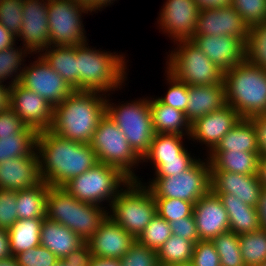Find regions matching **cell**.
Masks as SVG:
<instances>
[{
    "label": "cell",
    "mask_w": 266,
    "mask_h": 266,
    "mask_svg": "<svg viewBox=\"0 0 266 266\" xmlns=\"http://www.w3.org/2000/svg\"><path fill=\"white\" fill-rule=\"evenodd\" d=\"M36 152L41 181L54 187H63L99 163L90 144L65 139L50 130L37 133Z\"/></svg>",
    "instance_id": "1"
},
{
    "label": "cell",
    "mask_w": 266,
    "mask_h": 266,
    "mask_svg": "<svg viewBox=\"0 0 266 266\" xmlns=\"http://www.w3.org/2000/svg\"><path fill=\"white\" fill-rule=\"evenodd\" d=\"M106 98L103 92L74 90L54 108L49 130L65 139L90 144L106 113Z\"/></svg>",
    "instance_id": "2"
},
{
    "label": "cell",
    "mask_w": 266,
    "mask_h": 266,
    "mask_svg": "<svg viewBox=\"0 0 266 266\" xmlns=\"http://www.w3.org/2000/svg\"><path fill=\"white\" fill-rule=\"evenodd\" d=\"M76 58L79 90L114 94L128 85L130 60L122 51L97 49L88 41L76 45Z\"/></svg>",
    "instance_id": "3"
},
{
    "label": "cell",
    "mask_w": 266,
    "mask_h": 266,
    "mask_svg": "<svg viewBox=\"0 0 266 266\" xmlns=\"http://www.w3.org/2000/svg\"><path fill=\"white\" fill-rule=\"evenodd\" d=\"M225 102L241 119L266 114V70L244 60L223 73Z\"/></svg>",
    "instance_id": "4"
},
{
    "label": "cell",
    "mask_w": 266,
    "mask_h": 266,
    "mask_svg": "<svg viewBox=\"0 0 266 266\" xmlns=\"http://www.w3.org/2000/svg\"><path fill=\"white\" fill-rule=\"evenodd\" d=\"M46 217L77 234L85 243L108 216V209L81 202L63 187L50 186L46 196Z\"/></svg>",
    "instance_id": "5"
},
{
    "label": "cell",
    "mask_w": 266,
    "mask_h": 266,
    "mask_svg": "<svg viewBox=\"0 0 266 266\" xmlns=\"http://www.w3.org/2000/svg\"><path fill=\"white\" fill-rule=\"evenodd\" d=\"M107 94L106 114L125 135L130 146L142 158L149 150L155 134L149 106V96L116 101ZM114 100V101H113Z\"/></svg>",
    "instance_id": "6"
},
{
    "label": "cell",
    "mask_w": 266,
    "mask_h": 266,
    "mask_svg": "<svg viewBox=\"0 0 266 266\" xmlns=\"http://www.w3.org/2000/svg\"><path fill=\"white\" fill-rule=\"evenodd\" d=\"M156 214L153 195L143 182L137 180H130L108 208V216L135 239Z\"/></svg>",
    "instance_id": "7"
},
{
    "label": "cell",
    "mask_w": 266,
    "mask_h": 266,
    "mask_svg": "<svg viewBox=\"0 0 266 266\" xmlns=\"http://www.w3.org/2000/svg\"><path fill=\"white\" fill-rule=\"evenodd\" d=\"M99 163L119 169L130 180L140 178L138 170L143 169L142 158L133 150L115 122L105 113L100 119L92 141Z\"/></svg>",
    "instance_id": "8"
},
{
    "label": "cell",
    "mask_w": 266,
    "mask_h": 266,
    "mask_svg": "<svg viewBox=\"0 0 266 266\" xmlns=\"http://www.w3.org/2000/svg\"><path fill=\"white\" fill-rule=\"evenodd\" d=\"M172 47L164 57V68L175 78L189 86L224 84L223 72L191 39L174 41Z\"/></svg>",
    "instance_id": "9"
},
{
    "label": "cell",
    "mask_w": 266,
    "mask_h": 266,
    "mask_svg": "<svg viewBox=\"0 0 266 266\" xmlns=\"http://www.w3.org/2000/svg\"><path fill=\"white\" fill-rule=\"evenodd\" d=\"M136 180L143 182L154 198L182 199L195 204L211 190V165L203 155L180 174L151 177L148 182L143 178Z\"/></svg>",
    "instance_id": "10"
},
{
    "label": "cell",
    "mask_w": 266,
    "mask_h": 266,
    "mask_svg": "<svg viewBox=\"0 0 266 266\" xmlns=\"http://www.w3.org/2000/svg\"><path fill=\"white\" fill-rule=\"evenodd\" d=\"M129 181L130 179L119 169L97 163L93 168L71 179L63 188L81 202L108 209Z\"/></svg>",
    "instance_id": "11"
},
{
    "label": "cell",
    "mask_w": 266,
    "mask_h": 266,
    "mask_svg": "<svg viewBox=\"0 0 266 266\" xmlns=\"http://www.w3.org/2000/svg\"><path fill=\"white\" fill-rule=\"evenodd\" d=\"M92 13L87 5L74 0H49L50 46H74L90 41L83 20L85 15Z\"/></svg>",
    "instance_id": "12"
},
{
    "label": "cell",
    "mask_w": 266,
    "mask_h": 266,
    "mask_svg": "<svg viewBox=\"0 0 266 266\" xmlns=\"http://www.w3.org/2000/svg\"><path fill=\"white\" fill-rule=\"evenodd\" d=\"M36 56V57H35ZM21 73L19 84L36 92L54 108L62 103L74 89L55 72L40 54H32Z\"/></svg>",
    "instance_id": "13"
},
{
    "label": "cell",
    "mask_w": 266,
    "mask_h": 266,
    "mask_svg": "<svg viewBox=\"0 0 266 266\" xmlns=\"http://www.w3.org/2000/svg\"><path fill=\"white\" fill-rule=\"evenodd\" d=\"M163 3L155 22L159 32L169 37L171 43L191 39L200 10L195 0H165Z\"/></svg>",
    "instance_id": "14"
},
{
    "label": "cell",
    "mask_w": 266,
    "mask_h": 266,
    "mask_svg": "<svg viewBox=\"0 0 266 266\" xmlns=\"http://www.w3.org/2000/svg\"><path fill=\"white\" fill-rule=\"evenodd\" d=\"M240 119L241 116L226 104L219 110L206 114L191 124L190 143L195 144L193 147L200 144V148L205 150L202 153L207 156Z\"/></svg>",
    "instance_id": "15"
},
{
    "label": "cell",
    "mask_w": 266,
    "mask_h": 266,
    "mask_svg": "<svg viewBox=\"0 0 266 266\" xmlns=\"http://www.w3.org/2000/svg\"><path fill=\"white\" fill-rule=\"evenodd\" d=\"M250 27L231 5L201 8L194 36H233L246 43Z\"/></svg>",
    "instance_id": "16"
},
{
    "label": "cell",
    "mask_w": 266,
    "mask_h": 266,
    "mask_svg": "<svg viewBox=\"0 0 266 266\" xmlns=\"http://www.w3.org/2000/svg\"><path fill=\"white\" fill-rule=\"evenodd\" d=\"M49 0H24L22 26L17 38L31 54L50 46L47 4ZM19 39V40H18Z\"/></svg>",
    "instance_id": "17"
},
{
    "label": "cell",
    "mask_w": 266,
    "mask_h": 266,
    "mask_svg": "<svg viewBox=\"0 0 266 266\" xmlns=\"http://www.w3.org/2000/svg\"><path fill=\"white\" fill-rule=\"evenodd\" d=\"M10 108L27 127L37 133L49 130L53 122L54 107L36 92L19 83L10 87Z\"/></svg>",
    "instance_id": "18"
},
{
    "label": "cell",
    "mask_w": 266,
    "mask_h": 266,
    "mask_svg": "<svg viewBox=\"0 0 266 266\" xmlns=\"http://www.w3.org/2000/svg\"><path fill=\"white\" fill-rule=\"evenodd\" d=\"M136 239L109 216L85 243V253L100 258L121 259Z\"/></svg>",
    "instance_id": "19"
},
{
    "label": "cell",
    "mask_w": 266,
    "mask_h": 266,
    "mask_svg": "<svg viewBox=\"0 0 266 266\" xmlns=\"http://www.w3.org/2000/svg\"><path fill=\"white\" fill-rule=\"evenodd\" d=\"M191 40L223 73L245 60V43L236 37L205 35Z\"/></svg>",
    "instance_id": "20"
},
{
    "label": "cell",
    "mask_w": 266,
    "mask_h": 266,
    "mask_svg": "<svg viewBox=\"0 0 266 266\" xmlns=\"http://www.w3.org/2000/svg\"><path fill=\"white\" fill-rule=\"evenodd\" d=\"M193 216L200 240H212L230 231L227 211L211 190L194 204Z\"/></svg>",
    "instance_id": "21"
},
{
    "label": "cell",
    "mask_w": 266,
    "mask_h": 266,
    "mask_svg": "<svg viewBox=\"0 0 266 266\" xmlns=\"http://www.w3.org/2000/svg\"><path fill=\"white\" fill-rule=\"evenodd\" d=\"M262 189L258 175L211 171V191L214 194H232L245 204L257 207Z\"/></svg>",
    "instance_id": "22"
},
{
    "label": "cell",
    "mask_w": 266,
    "mask_h": 266,
    "mask_svg": "<svg viewBox=\"0 0 266 266\" xmlns=\"http://www.w3.org/2000/svg\"><path fill=\"white\" fill-rule=\"evenodd\" d=\"M40 245L46 247L60 260L78 257L85 253V242L68 227L44 218Z\"/></svg>",
    "instance_id": "23"
},
{
    "label": "cell",
    "mask_w": 266,
    "mask_h": 266,
    "mask_svg": "<svg viewBox=\"0 0 266 266\" xmlns=\"http://www.w3.org/2000/svg\"><path fill=\"white\" fill-rule=\"evenodd\" d=\"M40 182L37 152L0 163V189L20 191L32 188Z\"/></svg>",
    "instance_id": "24"
},
{
    "label": "cell",
    "mask_w": 266,
    "mask_h": 266,
    "mask_svg": "<svg viewBox=\"0 0 266 266\" xmlns=\"http://www.w3.org/2000/svg\"><path fill=\"white\" fill-rule=\"evenodd\" d=\"M185 115L190 124L226 105L224 84L192 85L188 89Z\"/></svg>",
    "instance_id": "25"
},
{
    "label": "cell",
    "mask_w": 266,
    "mask_h": 266,
    "mask_svg": "<svg viewBox=\"0 0 266 266\" xmlns=\"http://www.w3.org/2000/svg\"><path fill=\"white\" fill-rule=\"evenodd\" d=\"M188 141L189 136L155 133L148 152L142 157V164L164 163V160L171 159H198L197 154L189 151L192 148H188Z\"/></svg>",
    "instance_id": "26"
},
{
    "label": "cell",
    "mask_w": 266,
    "mask_h": 266,
    "mask_svg": "<svg viewBox=\"0 0 266 266\" xmlns=\"http://www.w3.org/2000/svg\"><path fill=\"white\" fill-rule=\"evenodd\" d=\"M225 207L229 229L235 234L242 235L261 229L257 207L245 204L232 194H215Z\"/></svg>",
    "instance_id": "27"
},
{
    "label": "cell",
    "mask_w": 266,
    "mask_h": 266,
    "mask_svg": "<svg viewBox=\"0 0 266 266\" xmlns=\"http://www.w3.org/2000/svg\"><path fill=\"white\" fill-rule=\"evenodd\" d=\"M149 106L155 133L190 136L191 124L184 112L161 103L155 95H149Z\"/></svg>",
    "instance_id": "28"
},
{
    "label": "cell",
    "mask_w": 266,
    "mask_h": 266,
    "mask_svg": "<svg viewBox=\"0 0 266 266\" xmlns=\"http://www.w3.org/2000/svg\"><path fill=\"white\" fill-rule=\"evenodd\" d=\"M211 171H227L242 175H258L259 153L210 152L207 156Z\"/></svg>",
    "instance_id": "29"
},
{
    "label": "cell",
    "mask_w": 266,
    "mask_h": 266,
    "mask_svg": "<svg viewBox=\"0 0 266 266\" xmlns=\"http://www.w3.org/2000/svg\"><path fill=\"white\" fill-rule=\"evenodd\" d=\"M40 55L74 90H79L76 45L49 46Z\"/></svg>",
    "instance_id": "30"
},
{
    "label": "cell",
    "mask_w": 266,
    "mask_h": 266,
    "mask_svg": "<svg viewBox=\"0 0 266 266\" xmlns=\"http://www.w3.org/2000/svg\"><path fill=\"white\" fill-rule=\"evenodd\" d=\"M231 151L259 153L255 128L250 119H240L211 152Z\"/></svg>",
    "instance_id": "31"
},
{
    "label": "cell",
    "mask_w": 266,
    "mask_h": 266,
    "mask_svg": "<svg viewBox=\"0 0 266 266\" xmlns=\"http://www.w3.org/2000/svg\"><path fill=\"white\" fill-rule=\"evenodd\" d=\"M44 218L18 219L9 229L12 256L40 245L41 226Z\"/></svg>",
    "instance_id": "32"
},
{
    "label": "cell",
    "mask_w": 266,
    "mask_h": 266,
    "mask_svg": "<svg viewBox=\"0 0 266 266\" xmlns=\"http://www.w3.org/2000/svg\"><path fill=\"white\" fill-rule=\"evenodd\" d=\"M50 186L41 181L36 186L16 191L18 219L46 218V196Z\"/></svg>",
    "instance_id": "33"
},
{
    "label": "cell",
    "mask_w": 266,
    "mask_h": 266,
    "mask_svg": "<svg viewBox=\"0 0 266 266\" xmlns=\"http://www.w3.org/2000/svg\"><path fill=\"white\" fill-rule=\"evenodd\" d=\"M17 45L0 51V83L9 87L19 83L25 62L28 60L26 58L32 56L24 46Z\"/></svg>",
    "instance_id": "34"
},
{
    "label": "cell",
    "mask_w": 266,
    "mask_h": 266,
    "mask_svg": "<svg viewBox=\"0 0 266 266\" xmlns=\"http://www.w3.org/2000/svg\"><path fill=\"white\" fill-rule=\"evenodd\" d=\"M37 132L26 127L16 136L0 137V163L19 156L36 153Z\"/></svg>",
    "instance_id": "35"
},
{
    "label": "cell",
    "mask_w": 266,
    "mask_h": 266,
    "mask_svg": "<svg viewBox=\"0 0 266 266\" xmlns=\"http://www.w3.org/2000/svg\"><path fill=\"white\" fill-rule=\"evenodd\" d=\"M194 245V242L172 234L157 251L159 266L190 263Z\"/></svg>",
    "instance_id": "36"
},
{
    "label": "cell",
    "mask_w": 266,
    "mask_h": 266,
    "mask_svg": "<svg viewBox=\"0 0 266 266\" xmlns=\"http://www.w3.org/2000/svg\"><path fill=\"white\" fill-rule=\"evenodd\" d=\"M239 245L245 266H259L266 261V230L239 235Z\"/></svg>",
    "instance_id": "37"
},
{
    "label": "cell",
    "mask_w": 266,
    "mask_h": 266,
    "mask_svg": "<svg viewBox=\"0 0 266 266\" xmlns=\"http://www.w3.org/2000/svg\"><path fill=\"white\" fill-rule=\"evenodd\" d=\"M245 60L266 70V21L250 27L245 43Z\"/></svg>",
    "instance_id": "38"
},
{
    "label": "cell",
    "mask_w": 266,
    "mask_h": 266,
    "mask_svg": "<svg viewBox=\"0 0 266 266\" xmlns=\"http://www.w3.org/2000/svg\"><path fill=\"white\" fill-rule=\"evenodd\" d=\"M220 258V266H245L241 256L239 235L228 231L211 240Z\"/></svg>",
    "instance_id": "39"
},
{
    "label": "cell",
    "mask_w": 266,
    "mask_h": 266,
    "mask_svg": "<svg viewBox=\"0 0 266 266\" xmlns=\"http://www.w3.org/2000/svg\"><path fill=\"white\" fill-rule=\"evenodd\" d=\"M165 84H167V92L163 95L156 96V98L163 104L171 106L182 112H186L188 103V89L189 85L175 78L170 72L164 69Z\"/></svg>",
    "instance_id": "40"
},
{
    "label": "cell",
    "mask_w": 266,
    "mask_h": 266,
    "mask_svg": "<svg viewBox=\"0 0 266 266\" xmlns=\"http://www.w3.org/2000/svg\"><path fill=\"white\" fill-rule=\"evenodd\" d=\"M171 235L169 222L156 214L136 240L140 244L158 251Z\"/></svg>",
    "instance_id": "41"
},
{
    "label": "cell",
    "mask_w": 266,
    "mask_h": 266,
    "mask_svg": "<svg viewBox=\"0 0 266 266\" xmlns=\"http://www.w3.org/2000/svg\"><path fill=\"white\" fill-rule=\"evenodd\" d=\"M156 212L167 222L193 215L194 203L174 198H154Z\"/></svg>",
    "instance_id": "42"
},
{
    "label": "cell",
    "mask_w": 266,
    "mask_h": 266,
    "mask_svg": "<svg viewBox=\"0 0 266 266\" xmlns=\"http://www.w3.org/2000/svg\"><path fill=\"white\" fill-rule=\"evenodd\" d=\"M230 5L249 27L266 21V0H231Z\"/></svg>",
    "instance_id": "43"
},
{
    "label": "cell",
    "mask_w": 266,
    "mask_h": 266,
    "mask_svg": "<svg viewBox=\"0 0 266 266\" xmlns=\"http://www.w3.org/2000/svg\"><path fill=\"white\" fill-rule=\"evenodd\" d=\"M24 0H0V23L15 36L22 26Z\"/></svg>",
    "instance_id": "44"
},
{
    "label": "cell",
    "mask_w": 266,
    "mask_h": 266,
    "mask_svg": "<svg viewBox=\"0 0 266 266\" xmlns=\"http://www.w3.org/2000/svg\"><path fill=\"white\" fill-rule=\"evenodd\" d=\"M120 260L121 266H159L157 251L137 240Z\"/></svg>",
    "instance_id": "45"
},
{
    "label": "cell",
    "mask_w": 266,
    "mask_h": 266,
    "mask_svg": "<svg viewBox=\"0 0 266 266\" xmlns=\"http://www.w3.org/2000/svg\"><path fill=\"white\" fill-rule=\"evenodd\" d=\"M20 266H55L60 259L41 245L30 248L16 256Z\"/></svg>",
    "instance_id": "46"
},
{
    "label": "cell",
    "mask_w": 266,
    "mask_h": 266,
    "mask_svg": "<svg viewBox=\"0 0 266 266\" xmlns=\"http://www.w3.org/2000/svg\"><path fill=\"white\" fill-rule=\"evenodd\" d=\"M16 191L0 189V228L9 229L17 220Z\"/></svg>",
    "instance_id": "47"
},
{
    "label": "cell",
    "mask_w": 266,
    "mask_h": 266,
    "mask_svg": "<svg viewBox=\"0 0 266 266\" xmlns=\"http://www.w3.org/2000/svg\"><path fill=\"white\" fill-rule=\"evenodd\" d=\"M192 266H220V258L211 240H199L194 245Z\"/></svg>",
    "instance_id": "48"
},
{
    "label": "cell",
    "mask_w": 266,
    "mask_h": 266,
    "mask_svg": "<svg viewBox=\"0 0 266 266\" xmlns=\"http://www.w3.org/2000/svg\"><path fill=\"white\" fill-rule=\"evenodd\" d=\"M197 159H171L164 160V163H145L142 167L149 166L153 170L152 177H167L173 174H180L187 170ZM151 166H150V165ZM144 165V166H143Z\"/></svg>",
    "instance_id": "49"
},
{
    "label": "cell",
    "mask_w": 266,
    "mask_h": 266,
    "mask_svg": "<svg viewBox=\"0 0 266 266\" xmlns=\"http://www.w3.org/2000/svg\"><path fill=\"white\" fill-rule=\"evenodd\" d=\"M26 127L24 122L11 108L0 112V137L16 136Z\"/></svg>",
    "instance_id": "50"
},
{
    "label": "cell",
    "mask_w": 266,
    "mask_h": 266,
    "mask_svg": "<svg viewBox=\"0 0 266 266\" xmlns=\"http://www.w3.org/2000/svg\"><path fill=\"white\" fill-rule=\"evenodd\" d=\"M173 235L185 238L195 244L200 240L196 230V222L194 216H188L169 222Z\"/></svg>",
    "instance_id": "51"
},
{
    "label": "cell",
    "mask_w": 266,
    "mask_h": 266,
    "mask_svg": "<svg viewBox=\"0 0 266 266\" xmlns=\"http://www.w3.org/2000/svg\"><path fill=\"white\" fill-rule=\"evenodd\" d=\"M254 125L260 157H266V114L250 118Z\"/></svg>",
    "instance_id": "52"
},
{
    "label": "cell",
    "mask_w": 266,
    "mask_h": 266,
    "mask_svg": "<svg viewBox=\"0 0 266 266\" xmlns=\"http://www.w3.org/2000/svg\"><path fill=\"white\" fill-rule=\"evenodd\" d=\"M86 266H121V260L94 257L86 254Z\"/></svg>",
    "instance_id": "53"
},
{
    "label": "cell",
    "mask_w": 266,
    "mask_h": 266,
    "mask_svg": "<svg viewBox=\"0 0 266 266\" xmlns=\"http://www.w3.org/2000/svg\"><path fill=\"white\" fill-rule=\"evenodd\" d=\"M17 43L16 36L8 31L1 23H0V51L11 46H14Z\"/></svg>",
    "instance_id": "54"
},
{
    "label": "cell",
    "mask_w": 266,
    "mask_h": 266,
    "mask_svg": "<svg viewBox=\"0 0 266 266\" xmlns=\"http://www.w3.org/2000/svg\"><path fill=\"white\" fill-rule=\"evenodd\" d=\"M12 256L8 230L0 228V260Z\"/></svg>",
    "instance_id": "55"
},
{
    "label": "cell",
    "mask_w": 266,
    "mask_h": 266,
    "mask_svg": "<svg viewBox=\"0 0 266 266\" xmlns=\"http://www.w3.org/2000/svg\"><path fill=\"white\" fill-rule=\"evenodd\" d=\"M257 211L260 219L261 228L266 230V188L262 189V193L257 206Z\"/></svg>",
    "instance_id": "56"
},
{
    "label": "cell",
    "mask_w": 266,
    "mask_h": 266,
    "mask_svg": "<svg viewBox=\"0 0 266 266\" xmlns=\"http://www.w3.org/2000/svg\"><path fill=\"white\" fill-rule=\"evenodd\" d=\"M10 108V87L0 83V112Z\"/></svg>",
    "instance_id": "57"
},
{
    "label": "cell",
    "mask_w": 266,
    "mask_h": 266,
    "mask_svg": "<svg viewBox=\"0 0 266 266\" xmlns=\"http://www.w3.org/2000/svg\"><path fill=\"white\" fill-rule=\"evenodd\" d=\"M55 266H86V253L78 257L60 260Z\"/></svg>",
    "instance_id": "58"
},
{
    "label": "cell",
    "mask_w": 266,
    "mask_h": 266,
    "mask_svg": "<svg viewBox=\"0 0 266 266\" xmlns=\"http://www.w3.org/2000/svg\"><path fill=\"white\" fill-rule=\"evenodd\" d=\"M199 8H214L230 5L231 0H195Z\"/></svg>",
    "instance_id": "59"
},
{
    "label": "cell",
    "mask_w": 266,
    "mask_h": 266,
    "mask_svg": "<svg viewBox=\"0 0 266 266\" xmlns=\"http://www.w3.org/2000/svg\"><path fill=\"white\" fill-rule=\"evenodd\" d=\"M258 177L263 188H266V157H259Z\"/></svg>",
    "instance_id": "60"
},
{
    "label": "cell",
    "mask_w": 266,
    "mask_h": 266,
    "mask_svg": "<svg viewBox=\"0 0 266 266\" xmlns=\"http://www.w3.org/2000/svg\"><path fill=\"white\" fill-rule=\"evenodd\" d=\"M117 1L118 0H95V14L98 13V11L102 12L106 7H111L114 5L113 3Z\"/></svg>",
    "instance_id": "61"
},
{
    "label": "cell",
    "mask_w": 266,
    "mask_h": 266,
    "mask_svg": "<svg viewBox=\"0 0 266 266\" xmlns=\"http://www.w3.org/2000/svg\"><path fill=\"white\" fill-rule=\"evenodd\" d=\"M0 266H20L15 256H10L0 260Z\"/></svg>",
    "instance_id": "62"
},
{
    "label": "cell",
    "mask_w": 266,
    "mask_h": 266,
    "mask_svg": "<svg viewBox=\"0 0 266 266\" xmlns=\"http://www.w3.org/2000/svg\"><path fill=\"white\" fill-rule=\"evenodd\" d=\"M87 5L95 13V0H74Z\"/></svg>",
    "instance_id": "63"
},
{
    "label": "cell",
    "mask_w": 266,
    "mask_h": 266,
    "mask_svg": "<svg viewBox=\"0 0 266 266\" xmlns=\"http://www.w3.org/2000/svg\"><path fill=\"white\" fill-rule=\"evenodd\" d=\"M168 266H192L191 263H184V264H172V265H168Z\"/></svg>",
    "instance_id": "64"
},
{
    "label": "cell",
    "mask_w": 266,
    "mask_h": 266,
    "mask_svg": "<svg viewBox=\"0 0 266 266\" xmlns=\"http://www.w3.org/2000/svg\"><path fill=\"white\" fill-rule=\"evenodd\" d=\"M259 266H266V261L263 264L259 265Z\"/></svg>",
    "instance_id": "65"
}]
</instances>
